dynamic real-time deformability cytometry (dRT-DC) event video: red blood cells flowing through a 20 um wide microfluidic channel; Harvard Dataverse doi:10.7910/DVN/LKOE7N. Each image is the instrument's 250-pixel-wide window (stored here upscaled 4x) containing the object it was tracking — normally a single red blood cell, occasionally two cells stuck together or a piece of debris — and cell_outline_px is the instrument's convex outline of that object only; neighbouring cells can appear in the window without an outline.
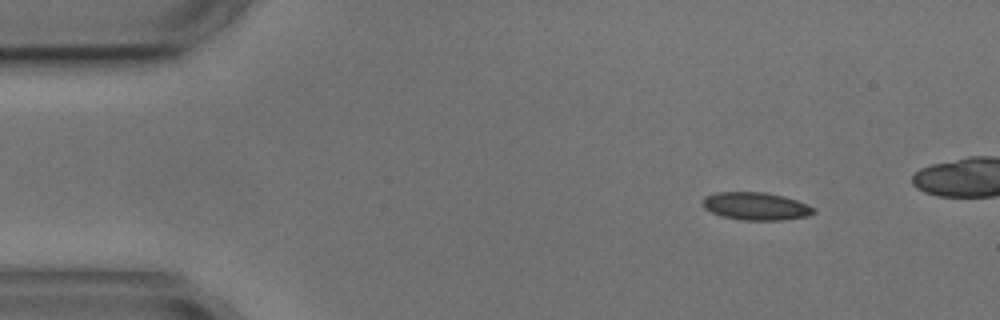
{"species": "common noctule bat (a hibernating species)", "species_latin": "Nyctalus noctula", "temperature_condition": "cold", "stored_images_in_passage": 3, "camera_frame_rate_fps": 3000, "um_per_image_px": 0.085, "animal": {"sex": "male", "body_mass_g": 17.9, "forearm_length_mm": 54.2}, "frame": {"image": 1, "passage_image": 3, "time_ms": 3.0, "image_size_px": [1000, 320], "cell_outline_px": [[816, 212], [808, 216], [780, 220], [744, 220], [724, 216], [712, 212], [704, 208], [704, 196], [716, 192], [764, 192], [784, 196], [808, 204], [816, 208]], "centroid_in_image_um": [64.3, 17.52], "position_along_channel_um": 20.7, "area_um2": 17.86}}